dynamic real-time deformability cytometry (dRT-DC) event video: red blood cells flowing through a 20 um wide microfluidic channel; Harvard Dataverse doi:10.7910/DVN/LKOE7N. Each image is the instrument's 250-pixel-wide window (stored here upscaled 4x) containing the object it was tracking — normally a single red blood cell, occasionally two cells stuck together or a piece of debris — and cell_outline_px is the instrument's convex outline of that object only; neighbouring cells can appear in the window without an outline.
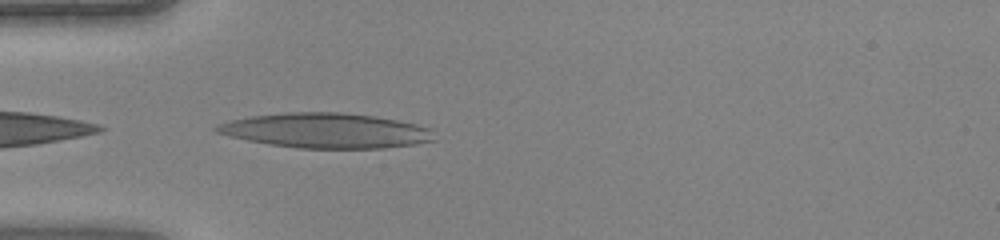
{"species": "human", "species_latin": "Homo sapiens", "temperature_condition": "warm", "stored_images_in_passage": 28, "camera_frame_rate_fps": 3000, "um_per_image_px": 0.085, "donor": {"sex": "female"}, "frame": {"image": 1, "passage_image": 1, "time_ms": 0.0, "image_size_px": [1000, 240], "cell_outline_px": [[424, 140], [408, 144], [368, 148], [308, 148], [276, 144], [256, 140], [224, 132], [232, 124], [244, 120], [260, 116], [320, 112], [364, 116], [388, 120], [408, 124], [420, 128]], "centroid_in_image_um": [27.77, 11.13], "position_along_channel_um": 57.2, "area_um2": 38.32}}
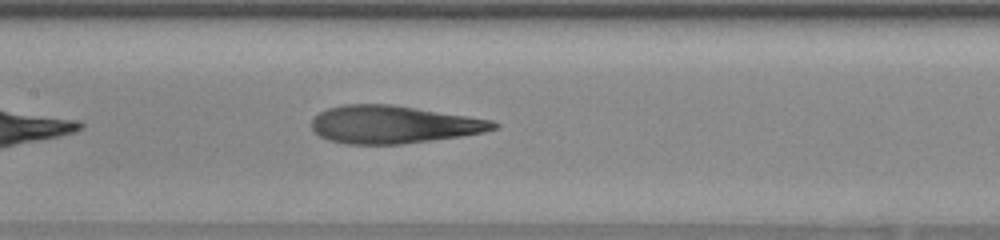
{"frame": {"image": 2, "passage_image": 9, "time_ms": 2.667, "image_size_px": [1000, 240], "cell_outline_px": [[496, 128], [480, 132], [452, 136], [392, 144], [364, 144], [336, 140], [324, 136], [316, 132], [312, 124], [316, 116], [332, 108], [360, 104], [376, 104], [408, 108], [460, 116], [484, 120], [496, 124]], "centroid_in_image_um": [33.37, 10.59], "position_along_channel_um": 174.0, "area_um2": 36.59}}
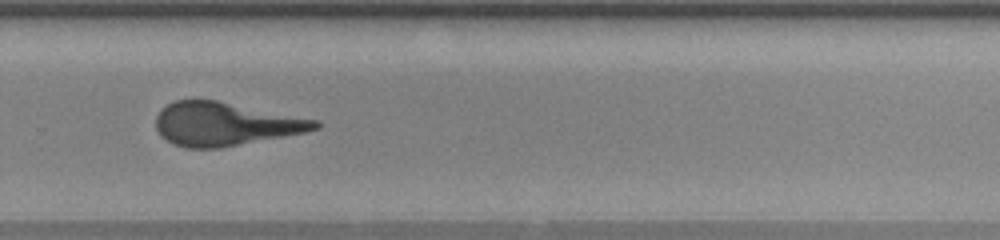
{"frame": {"image": 3, "passage_image": 18, "time_ms": 5.667, "image_size_px": [1000, 240], "cell_outline_px": [[320, 124], [316, 128], [300, 132], [232, 144], [208, 148], [196, 148], [176, 144], [168, 140], [160, 132], [156, 124], [156, 120], [160, 112], [168, 104], [180, 100], [212, 100], [312, 120]], "centroid_in_image_um": [19.01, 10.52], "position_along_channel_um": 310.8, "area_um2": 37.4}}